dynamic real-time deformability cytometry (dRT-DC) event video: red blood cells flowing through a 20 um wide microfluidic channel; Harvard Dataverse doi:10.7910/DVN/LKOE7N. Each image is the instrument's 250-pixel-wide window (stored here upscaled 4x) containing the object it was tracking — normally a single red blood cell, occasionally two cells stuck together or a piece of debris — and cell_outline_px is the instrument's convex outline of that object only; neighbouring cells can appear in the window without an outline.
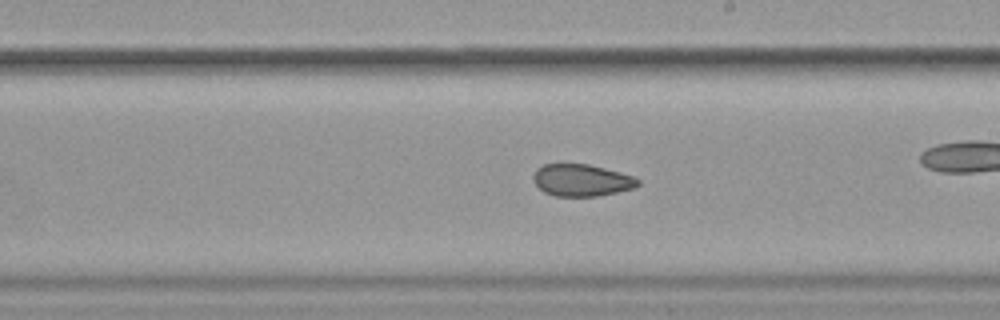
{"species": "common noctule bat (a hibernating species)", "species_latin": "Nyctalus noctula", "temperature_condition": "cold", "stored_images_in_passage": 57, "camera_frame_rate_fps": 3000, "um_per_image_px": 0.085, "animal": {"sex": "female", "body_mass_g": 19.9}, "frame": {"image": 1, "passage_image": 33, "time_ms": 10.667, "image_size_px": [1000, 320], "cell_outline_px": [[640, 184], [636, 188], [596, 196], [556, 196], [544, 192], [536, 184], [532, 176], [536, 168], [544, 164], [588, 164], [620, 172], [632, 176], [640, 180]], "centroid_in_image_um": [49.44, 15.31], "position_along_channel_um": 239.6, "area_um2": 19.48}, "authors_computed_cell_mechanics": {"area_um2": 22.1374, "velocity_mm_per_s": 3.6013, "shape_relaxation_time_tau1_ms": null, "shape_relaxation_time_tau2_ms": 2.5207, "deformation_change_tau1": null, "deformation_change_tau2": 0.0683}}